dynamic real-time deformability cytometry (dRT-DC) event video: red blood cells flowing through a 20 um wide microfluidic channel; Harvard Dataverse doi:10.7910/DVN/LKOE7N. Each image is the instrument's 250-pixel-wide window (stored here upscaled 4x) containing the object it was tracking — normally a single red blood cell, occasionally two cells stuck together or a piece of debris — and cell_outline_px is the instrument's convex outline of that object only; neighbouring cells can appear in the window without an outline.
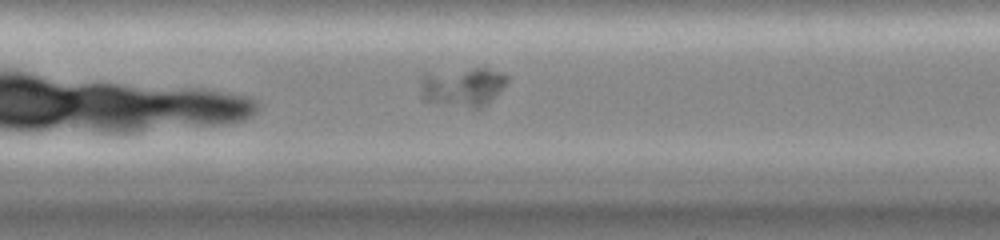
{"species": "common noctule bat (a hibernating species)", "species_latin": "Nyctalus noctula", "temperature_condition": "cold", "stored_images_in_passage": 19, "camera_frame_rate_fps": 3000, "um_per_image_px": 0.085, "animal": {"sex": "female", "body_mass_g": 19.0, "forearm_length_mm": 51.5}, "frame": {"image": 1, "passage_image": 19, "time_ms": 6.667, "image_size_px": [1000, 240], "cell_outline_px": [[508, 80], [476, 112], [428, 104], [420, 96], [420, 80], [424, 76], [476, 68], [488, 68], [504, 72], [508, 76]], "centroid_in_image_um": [39.28, 7.49], "position_along_channel_um": 168.1, "area_um2": 20.0}}